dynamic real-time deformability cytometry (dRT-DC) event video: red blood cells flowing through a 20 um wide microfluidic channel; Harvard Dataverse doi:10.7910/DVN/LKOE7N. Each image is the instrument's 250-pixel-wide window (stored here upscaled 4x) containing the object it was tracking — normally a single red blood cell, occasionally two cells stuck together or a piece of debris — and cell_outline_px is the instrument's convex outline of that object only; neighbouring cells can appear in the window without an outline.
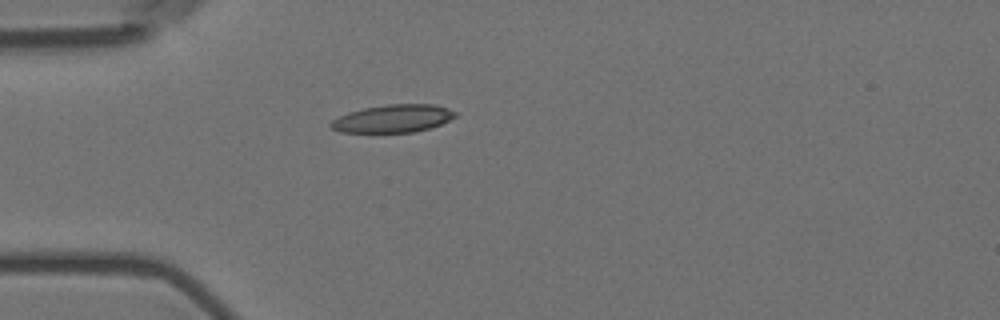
{"species": "Egyptian fruit bat (a non-hibernating species)", "species_latin": "Rousettus aegyptiacus", "temperature_condition": "room temperature", "stored_images_in_passage": 5, "camera_frame_rate_fps": 3000, "um_per_image_px": 0.085, "animal": {"sex": "female"}, "frame": {"image": 1, "passage_image": 1, "time_ms": 0.0, "image_size_px": [1000, 320], "cell_outline_px": [[456, 116], [440, 124], [416, 132], [340, 132], [332, 128], [328, 124], [332, 120], [348, 112], [364, 108], [388, 104], [432, 104], [456, 112]], "centroid_in_image_um": [33.36, 10.08], "position_along_channel_um": 51.6, "area_um2": 19.88}}
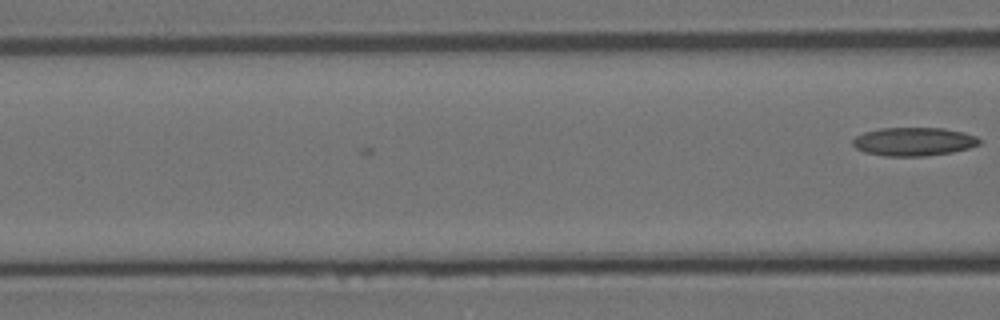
{"frame": {"image": 2, "passage_image": 5, "time_ms": 1.333, "image_size_px": [1000, 320], "cell_outline_px": [[980, 144], [968, 148], [952, 152], [928, 156], [884, 156], [864, 152], [856, 148], [852, 144], [852, 140], [856, 136], [864, 132], [880, 128], [944, 128], [964, 132], [976, 136], [980, 140]], "centroid_in_image_um": [77.66, 12.04], "position_along_channel_um": 88.9, "area_um2": 21.1}}